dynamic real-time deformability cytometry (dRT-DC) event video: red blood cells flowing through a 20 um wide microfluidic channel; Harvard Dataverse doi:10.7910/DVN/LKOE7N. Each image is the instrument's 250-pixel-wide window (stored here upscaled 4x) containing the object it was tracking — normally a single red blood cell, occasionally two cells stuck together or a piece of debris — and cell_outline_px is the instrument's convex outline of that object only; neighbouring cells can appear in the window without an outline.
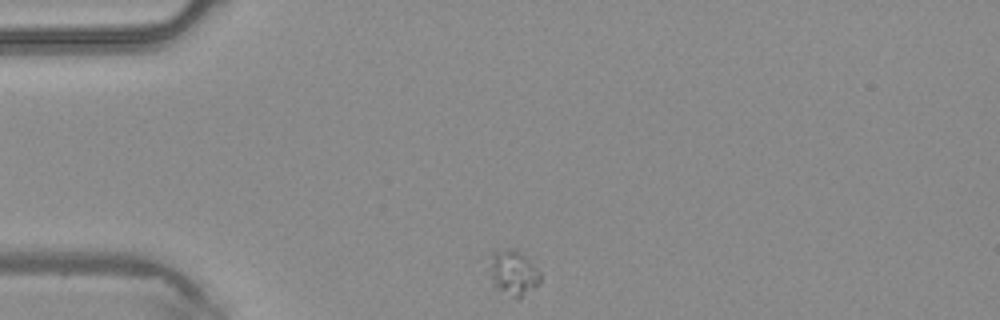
{"species": "common noctule bat (a hibernating species)", "species_latin": "Nyctalus noctula", "temperature_condition": "warm", "stored_images_in_passage": 2, "camera_frame_rate_fps": 3000, "um_per_image_px": 0.085, "animal": {"sex": "male", "body_mass_g": 20.4}, "frame": {"image": 1, "passage_image": 1, "time_ms": 0.0, "image_size_px": [1000, 320], "cell_outline_px": [[540, 284], [536, 288], [520, 300], [516, 300], [496, 288], [492, 284], [484, 272], [484, 260], [496, 248], [512, 248], [520, 252], [540, 272]], "centroid_in_image_um": [43.48, 23.19], "position_along_channel_um": 41.5, "area_um2": 14.74}}